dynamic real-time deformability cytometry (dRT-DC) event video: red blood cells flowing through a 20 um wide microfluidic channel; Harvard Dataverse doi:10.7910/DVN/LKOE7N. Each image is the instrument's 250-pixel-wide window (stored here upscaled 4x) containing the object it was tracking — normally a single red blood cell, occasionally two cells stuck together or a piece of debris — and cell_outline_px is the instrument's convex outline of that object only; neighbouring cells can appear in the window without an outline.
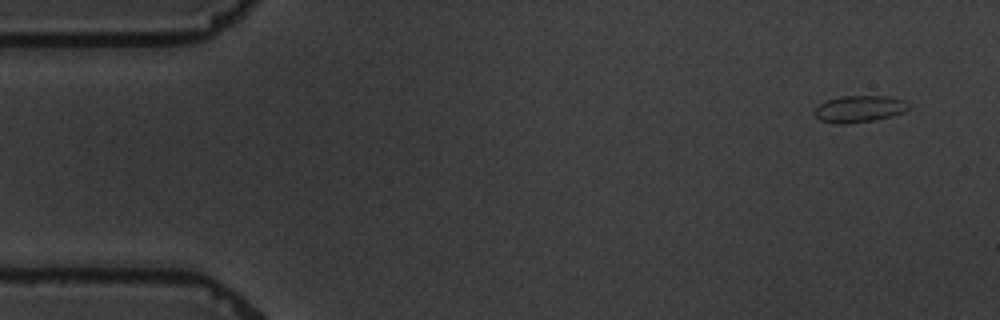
{"species": "common noctule bat (a hibernating species)", "species_latin": "Nyctalus noctula", "temperature_condition": "warm", "stored_images_in_passage": 4, "camera_frame_rate_fps": 3000, "um_per_image_px": 0.085, "animal": {"sex": "male", "body_mass_g": 19.5, "forearm_length_mm": 54.6}, "frame": {"image": 1, "passage_image": 1, "time_ms": 0.0, "image_size_px": [1000, 320], "cell_outline_px": [[912, 108], [904, 112], [892, 116], [872, 120], [848, 124], [836, 124], [820, 120], [812, 112], [824, 100], [840, 96], [892, 96], [904, 100]], "centroid_in_image_um": [73.05, 9.25], "position_along_channel_um": 12.0, "area_um2": 14.91}}